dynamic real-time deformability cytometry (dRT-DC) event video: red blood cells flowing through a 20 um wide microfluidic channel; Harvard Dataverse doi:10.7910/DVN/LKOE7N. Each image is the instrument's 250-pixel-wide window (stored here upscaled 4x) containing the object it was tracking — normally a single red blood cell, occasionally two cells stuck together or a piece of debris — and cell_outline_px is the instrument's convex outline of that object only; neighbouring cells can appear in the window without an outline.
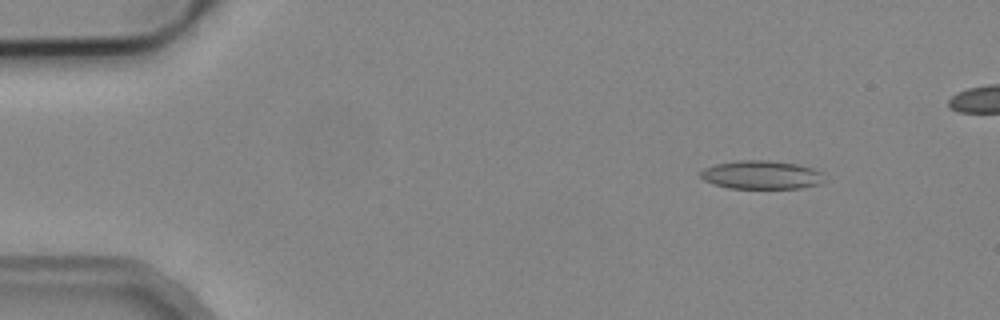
{"species": "common noctule bat (a hibernating species)", "species_latin": "Nyctalus noctula", "temperature_condition": "cold", "stored_images_in_passage": 5, "camera_frame_rate_fps": 3000, "um_per_image_px": 0.085, "animal": {"sex": "male", "body_mass_g": 19.2, "forearm_length_mm": 51.8}, "frame": {"image": 1, "passage_image": 2, "time_ms": 1.0, "image_size_px": [1000, 320], "cell_outline_px": [[820, 184], [800, 188], [728, 188], [704, 180], [700, 176], [700, 172], [704, 168], [716, 164], [736, 160], [768, 160], [796, 164], [812, 168], [820, 172]], "centroid_in_image_um": [64.66, 14.86], "position_along_channel_um": 20.3, "area_um2": 20.23}}